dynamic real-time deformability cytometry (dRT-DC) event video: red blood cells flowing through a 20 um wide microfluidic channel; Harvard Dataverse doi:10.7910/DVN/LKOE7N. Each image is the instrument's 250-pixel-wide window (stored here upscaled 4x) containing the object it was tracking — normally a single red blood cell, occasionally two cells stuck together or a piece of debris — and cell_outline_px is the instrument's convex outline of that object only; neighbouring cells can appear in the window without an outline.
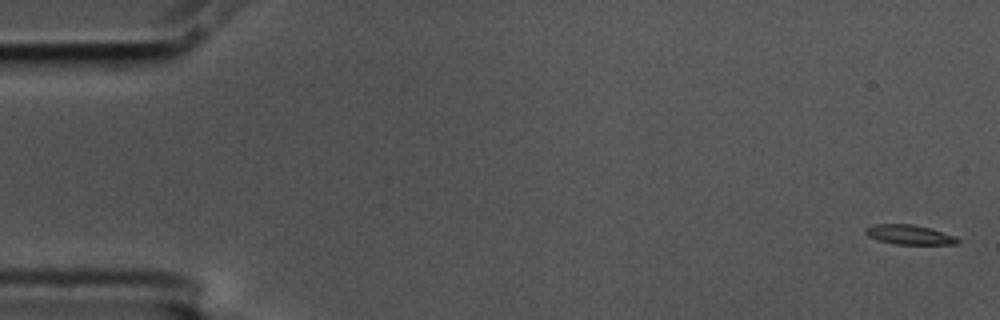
{"species": "common noctule bat (a hibernating species)", "species_latin": "Nyctalus noctula", "temperature_condition": "cold", "stored_images_in_passage": 5, "camera_frame_rate_fps": 3000, "um_per_image_px": 0.085, "animal": {"sex": "male", "body_mass_g": 17.5, "forearm_length_mm": 52.3}, "frame": {"image": 1, "passage_image": 1, "time_ms": 0.0, "image_size_px": [1000, 320], "cell_outline_px": [[960, 240], [956, 244], [896, 244], [880, 240], [868, 236], [864, 232], [864, 228], [876, 224], [912, 224], [928, 228], [956, 236]], "centroid_in_image_um": [77.28, 19.94], "position_along_channel_um": 7.7, "area_um2": 10.35}}
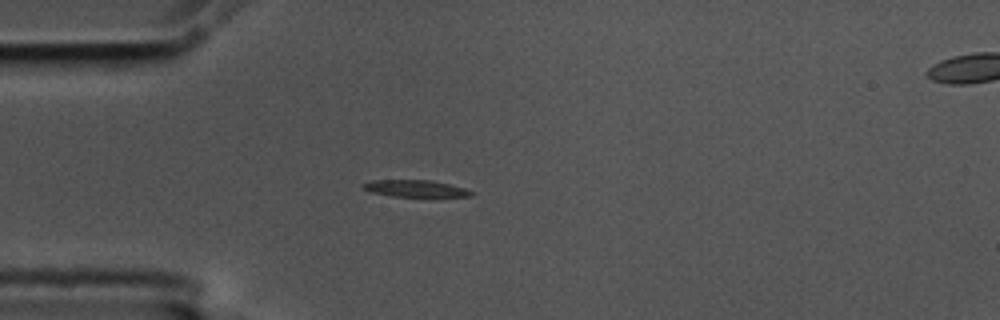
{"frame": {"image": 2, "passage_image": 4, "time_ms": 1.0, "image_size_px": [1000, 320], "cell_outline_px": [[476, 192], [472, 196], [436, 200], [392, 196], [372, 192], [364, 188], [360, 184], [372, 180], [428, 180], [448, 184], [464, 188]], "centroid_in_image_um": [35.45, 16.09], "position_along_channel_um": 49.5, "area_um2": 11.56}}